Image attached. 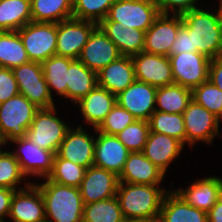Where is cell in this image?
Listing matches in <instances>:
<instances>
[{"instance_id":"cell-1","label":"cell","mask_w":222,"mask_h":222,"mask_svg":"<svg viewBox=\"0 0 222 222\" xmlns=\"http://www.w3.org/2000/svg\"><path fill=\"white\" fill-rule=\"evenodd\" d=\"M44 179V183L35 184L39 187L45 203L46 220L82 222L84 204L79 188Z\"/></svg>"},{"instance_id":"cell-2","label":"cell","mask_w":222,"mask_h":222,"mask_svg":"<svg viewBox=\"0 0 222 222\" xmlns=\"http://www.w3.org/2000/svg\"><path fill=\"white\" fill-rule=\"evenodd\" d=\"M159 186L119 182L116 197L125 220L159 217L163 199L168 192Z\"/></svg>"},{"instance_id":"cell-3","label":"cell","mask_w":222,"mask_h":222,"mask_svg":"<svg viewBox=\"0 0 222 222\" xmlns=\"http://www.w3.org/2000/svg\"><path fill=\"white\" fill-rule=\"evenodd\" d=\"M181 18L191 33L192 49L211 60L222 56L218 11L212 12L198 6L182 14Z\"/></svg>"},{"instance_id":"cell-4","label":"cell","mask_w":222,"mask_h":222,"mask_svg":"<svg viewBox=\"0 0 222 222\" xmlns=\"http://www.w3.org/2000/svg\"><path fill=\"white\" fill-rule=\"evenodd\" d=\"M39 108L18 94L0 104V141L5 145L15 138L26 136Z\"/></svg>"},{"instance_id":"cell-5","label":"cell","mask_w":222,"mask_h":222,"mask_svg":"<svg viewBox=\"0 0 222 222\" xmlns=\"http://www.w3.org/2000/svg\"><path fill=\"white\" fill-rule=\"evenodd\" d=\"M56 113L55 106L39 109L25 136L33 144L55 154H57L60 144L70 128L68 124L55 115Z\"/></svg>"},{"instance_id":"cell-6","label":"cell","mask_w":222,"mask_h":222,"mask_svg":"<svg viewBox=\"0 0 222 222\" xmlns=\"http://www.w3.org/2000/svg\"><path fill=\"white\" fill-rule=\"evenodd\" d=\"M159 15L154 0H116L102 21H116L122 27L146 32Z\"/></svg>"},{"instance_id":"cell-7","label":"cell","mask_w":222,"mask_h":222,"mask_svg":"<svg viewBox=\"0 0 222 222\" xmlns=\"http://www.w3.org/2000/svg\"><path fill=\"white\" fill-rule=\"evenodd\" d=\"M17 32L30 61L42 63L56 55L57 23L29 22Z\"/></svg>"},{"instance_id":"cell-8","label":"cell","mask_w":222,"mask_h":222,"mask_svg":"<svg viewBox=\"0 0 222 222\" xmlns=\"http://www.w3.org/2000/svg\"><path fill=\"white\" fill-rule=\"evenodd\" d=\"M19 92L39 109L51 108L56 104L45 81L42 65L39 62H28L12 69Z\"/></svg>"},{"instance_id":"cell-9","label":"cell","mask_w":222,"mask_h":222,"mask_svg":"<svg viewBox=\"0 0 222 222\" xmlns=\"http://www.w3.org/2000/svg\"><path fill=\"white\" fill-rule=\"evenodd\" d=\"M182 115L186 129V143L191 149L197 142L212 144L214 138L222 134L219 131L220 119L193 99Z\"/></svg>"},{"instance_id":"cell-10","label":"cell","mask_w":222,"mask_h":222,"mask_svg":"<svg viewBox=\"0 0 222 222\" xmlns=\"http://www.w3.org/2000/svg\"><path fill=\"white\" fill-rule=\"evenodd\" d=\"M175 84L193 89L208 80L211 59L198 52H183L169 56Z\"/></svg>"},{"instance_id":"cell-11","label":"cell","mask_w":222,"mask_h":222,"mask_svg":"<svg viewBox=\"0 0 222 222\" xmlns=\"http://www.w3.org/2000/svg\"><path fill=\"white\" fill-rule=\"evenodd\" d=\"M15 146L16 151L11 152L19 163L22 173L28 176L47 178L52 171L55 153L38 147L26 137L10 140Z\"/></svg>"},{"instance_id":"cell-12","label":"cell","mask_w":222,"mask_h":222,"mask_svg":"<svg viewBox=\"0 0 222 222\" xmlns=\"http://www.w3.org/2000/svg\"><path fill=\"white\" fill-rule=\"evenodd\" d=\"M96 23L70 18L57 23L56 55L76 60L88 41Z\"/></svg>"},{"instance_id":"cell-13","label":"cell","mask_w":222,"mask_h":222,"mask_svg":"<svg viewBox=\"0 0 222 222\" xmlns=\"http://www.w3.org/2000/svg\"><path fill=\"white\" fill-rule=\"evenodd\" d=\"M25 188L15 190L7 218L13 222H42L46 220L45 203L39 187L25 182Z\"/></svg>"},{"instance_id":"cell-14","label":"cell","mask_w":222,"mask_h":222,"mask_svg":"<svg viewBox=\"0 0 222 222\" xmlns=\"http://www.w3.org/2000/svg\"><path fill=\"white\" fill-rule=\"evenodd\" d=\"M182 24L181 15L160 14L145 32L143 52L170 56L172 44Z\"/></svg>"},{"instance_id":"cell-15","label":"cell","mask_w":222,"mask_h":222,"mask_svg":"<svg viewBox=\"0 0 222 222\" xmlns=\"http://www.w3.org/2000/svg\"><path fill=\"white\" fill-rule=\"evenodd\" d=\"M136 80L156 88L174 83L169 56L140 52L131 56Z\"/></svg>"},{"instance_id":"cell-16","label":"cell","mask_w":222,"mask_h":222,"mask_svg":"<svg viewBox=\"0 0 222 222\" xmlns=\"http://www.w3.org/2000/svg\"><path fill=\"white\" fill-rule=\"evenodd\" d=\"M157 88L135 80L124 91L116 95V103L130 112L137 120L148 121L156 111Z\"/></svg>"},{"instance_id":"cell-17","label":"cell","mask_w":222,"mask_h":222,"mask_svg":"<svg viewBox=\"0 0 222 222\" xmlns=\"http://www.w3.org/2000/svg\"><path fill=\"white\" fill-rule=\"evenodd\" d=\"M123 56L118 47L97 26L90 34L78 60L98 73L109 63Z\"/></svg>"},{"instance_id":"cell-18","label":"cell","mask_w":222,"mask_h":222,"mask_svg":"<svg viewBox=\"0 0 222 222\" xmlns=\"http://www.w3.org/2000/svg\"><path fill=\"white\" fill-rule=\"evenodd\" d=\"M119 184L118 176L106 169L90 166L85 170L80 184L83 204L106 200L116 196Z\"/></svg>"},{"instance_id":"cell-19","label":"cell","mask_w":222,"mask_h":222,"mask_svg":"<svg viewBox=\"0 0 222 222\" xmlns=\"http://www.w3.org/2000/svg\"><path fill=\"white\" fill-rule=\"evenodd\" d=\"M95 135L93 136L79 125L66 132L57 155L68 161L79 164L86 169L94 165Z\"/></svg>"},{"instance_id":"cell-20","label":"cell","mask_w":222,"mask_h":222,"mask_svg":"<svg viewBox=\"0 0 222 222\" xmlns=\"http://www.w3.org/2000/svg\"><path fill=\"white\" fill-rule=\"evenodd\" d=\"M95 138L94 166L106 169L117 176L123 170L130 151L115 135H107L94 128Z\"/></svg>"},{"instance_id":"cell-21","label":"cell","mask_w":222,"mask_h":222,"mask_svg":"<svg viewBox=\"0 0 222 222\" xmlns=\"http://www.w3.org/2000/svg\"><path fill=\"white\" fill-rule=\"evenodd\" d=\"M189 205L206 213L222 197V178L204 177L186 188L175 190Z\"/></svg>"},{"instance_id":"cell-22","label":"cell","mask_w":222,"mask_h":222,"mask_svg":"<svg viewBox=\"0 0 222 222\" xmlns=\"http://www.w3.org/2000/svg\"><path fill=\"white\" fill-rule=\"evenodd\" d=\"M165 175L143 152H130L118 179L124 183L160 185Z\"/></svg>"},{"instance_id":"cell-23","label":"cell","mask_w":222,"mask_h":222,"mask_svg":"<svg viewBox=\"0 0 222 222\" xmlns=\"http://www.w3.org/2000/svg\"><path fill=\"white\" fill-rule=\"evenodd\" d=\"M136 80L131 56H121L97 73V85L118 95Z\"/></svg>"},{"instance_id":"cell-24","label":"cell","mask_w":222,"mask_h":222,"mask_svg":"<svg viewBox=\"0 0 222 222\" xmlns=\"http://www.w3.org/2000/svg\"><path fill=\"white\" fill-rule=\"evenodd\" d=\"M184 145L177 139L165 134L150 132L143 154L165 174L168 166L181 155Z\"/></svg>"},{"instance_id":"cell-25","label":"cell","mask_w":222,"mask_h":222,"mask_svg":"<svg viewBox=\"0 0 222 222\" xmlns=\"http://www.w3.org/2000/svg\"><path fill=\"white\" fill-rule=\"evenodd\" d=\"M115 104L116 95L96 85L92 91L76 103L75 107L79 105L80 113L86 124L88 123L92 128L97 129Z\"/></svg>"},{"instance_id":"cell-26","label":"cell","mask_w":222,"mask_h":222,"mask_svg":"<svg viewBox=\"0 0 222 222\" xmlns=\"http://www.w3.org/2000/svg\"><path fill=\"white\" fill-rule=\"evenodd\" d=\"M98 26L118 47L122 55L132 56L143 52L145 31L122 27L116 21H101Z\"/></svg>"},{"instance_id":"cell-27","label":"cell","mask_w":222,"mask_h":222,"mask_svg":"<svg viewBox=\"0 0 222 222\" xmlns=\"http://www.w3.org/2000/svg\"><path fill=\"white\" fill-rule=\"evenodd\" d=\"M159 222H208L207 213L189 205L174 190L166 193L159 215Z\"/></svg>"},{"instance_id":"cell-28","label":"cell","mask_w":222,"mask_h":222,"mask_svg":"<svg viewBox=\"0 0 222 222\" xmlns=\"http://www.w3.org/2000/svg\"><path fill=\"white\" fill-rule=\"evenodd\" d=\"M67 99L76 104L97 85V73L90 70L78 59L67 70Z\"/></svg>"},{"instance_id":"cell-29","label":"cell","mask_w":222,"mask_h":222,"mask_svg":"<svg viewBox=\"0 0 222 222\" xmlns=\"http://www.w3.org/2000/svg\"><path fill=\"white\" fill-rule=\"evenodd\" d=\"M32 22L58 23L73 18V0H31Z\"/></svg>"},{"instance_id":"cell-30","label":"cell","mask_w":222,"mask_h":222,"mask_svg":"<svg viewBox=\"0 0 222 222\" xmlns=\"http://www.w3.org/2000/svg\"><path fill=\"white\" fill-rule=\"evenodd\" d=\"M29 22L31 0H0V31H18Z\"/></svg>"},{"instance_id":"cell-31","label":"cell","mask_w":222,"mask_h":222,"mask_svg":"<svg viewBox=\"0 0 222 222\" xmlns=\"http://www.w3.org/2000/svg\"><path fill=\"white\" fill-rule=\"evenodd\" d=\"M192 100V90L179 84H170L157 88L156 110L166 113L183 114Z\"/></svg>"},{"instance_id":"cell-32","label":"cell","mask_w":222,"mask_h":222,"mask_svg":"<svg viewBox=\"0 0 222 222\" xmlns=\"http://www.w3.org/2000/svg\"><path fill=\"white\" fill-rule=\"evenodd\" d=\"M73 61L71 58L53 55L41 63L51 96L53 90L56 95L67 99V70Z\"/></svg>"},{"instance_id":"cell-33","label":"cell","mask_w":222,"mask_h":222,"mask_svg":"<svg viewBox=\"0 0 222 222\" xmlns=\"http://www.w3.org/2000/svg\"><path fill=\"white\" fill-rule=\"evenodd\" d=\"M30 62L17 31H0V67L13 69Z\"/></svg>"},{"instance_id":"cell-34","label":"cell","mask_w":222,"mask_h":222,"mask_svg":"<svg viewBox=\"0 0 222 222\" xmlns=\"http://www.w3.org/2000/svg\"><path fill=\"white\" fill-rule=\"evenodd\" d=\"M150 132L161 133L186 144V129L182 114L155 111L148 120Z\"/></svg>"},{"instance_id":"cell-35","label":"cell","mask_w":222,"mask_h":222,"mask_svg":"<svg viewBox=\"0 0 222 222\" xmlns=\"http://www.w3.org/2000/svg\"><path fill=\"white\" fill-rule=\"evenodd\" d=\"M125 218L116 196L85 204L82 222H124Z\"/></svg>"},{"instance_id":"cell-36","label":"cell","mask_w":222,"mask_h":222,"mask_svg":"<svg viewBox=\"0 0 222 222\" xmlns=\"http://www.w3.org/2000/svg\"><path fill=\"white\" fill-rule=\"evenodd\" d=\"M85 170V167L62 159L55 154L52 171L47 179L61 185L79 187Z\"/></svg>"},{"instance_id":"cell-37","label":"cell","mask_w":222,"mask_h":222,"mask_svg":"<svg viewBox=\"0 0 222 222\" xmlns=\"http://www.w3.org/2000/svg\"><path fill=\"white\" fill-rule=\"evenodd\" d=\"M116 0H73V18L96 23L107 17Z\"/></svg>"},{"instance_id":"cell-38","label":"cell","mask_w":222,"mask_h":222,"mask_svg":"<svg viewBox=\"0 0 222 222\" xmlns=\"http://www.w3.org/2000/svg\"><path fill=\"white\" fill-rule=\"evenodd\" d=\"M192 99L222 121V90L207 80L192 89Z\"/></svg>"},{"instance_id":"cell-39","label":"cell","mask_w":222,"mask_h":222,"mask_svg":"<svg viewBox=\"0 0 222 222\" xmlns=\"http://www.w3.org/2000/svg\"><path fill=\"white\" fill-rule=\"evenodd\" d=\"M26 176L22 173L18 161L11 151L0 150V187L20 190L21 181ZM19 184V185H18ZM19 186V187H18Z\"/></svg>"},{"instance_id":"cell-40","label":"cell","mask_w":222,"mask_h":222,"mask_svg":"<svg viewBox=\"0 0 222 222\" xmlns=\"http://www.w3.org/2000/svg\"><path fill=\"white\" fill-rule=\"evenodd\" d=\"M149 133V122L136 120L116 136L130 152H142Z\"/></svg>"},{"instance_id":"cell-41","label":"cell","mask_w":222,"mask_h":222,"mask_svg":"<svg viewBox=\"0 0 222 222\" xmlns=\"http://www.w3.org/2000/svg\"><path fill=\"white\" fill-rule=\"evenodd\" d=\"M136 120L130 112L116 103L97 130L107 135L116 136Z\"/></svg>"},{"instance_id":"cell-42","label":"cell","mask_w":222,"mask_h":222,"mask_svg":"<svg viewBox=\"0 0 222 222\" xmlns=\"http://www.w3.org/2000/svg\"><path fill=\"white\" fill-rule=\"evenodd\" d=\"M160 14L182 15L197 8L198 0H154Z\"/></svg>"},{"instance_id":"cell-43","label":"cell","mask_w":222,"mask_h":222,"mask_svg":"<svg viewBox=\"0 0 222 222\" xmlns=\"http://www.w3.org/2000/svg\"><path fill=\"white\" fill-rule=\"evenodd\" d=\"M20 94L12 69L0 67V104Z\"/></svg>"},{"instance_id":"cell-44","label":"cell","mask_w":222,"mask_h":222,"mask_svg":"<svg viewBox=\"0 0 222 222\" xmlns=\"http://www.w3.org/2000/svg\"><path fill=\"white\" fill-rule=\"evenodd\" d=\"M183 52H196V49H192L191 33L184 24L179 27V31L172 44L171 54Z\"/></svg>"},{"instance_id":"cell-45","label":"cell","mask_w":222,"mask_h":222,"mask_svg":"<svg viewBox=\"0 0 222 222\" xmlns=\"http://www.w3.org/2000/svg\"><path fill=\"white\" fill-rule=\"evenodd\" d=\"M208 80L222 90V56L210 61Z\"/></svg>"},{"instance_id":"cell-46","label":"cell","mask_w":222,"mask_h":222,"mask_svg":"<svg viewBox=\"0 0 222 222\" xmlns=\"http://www.w3.org/2000/svg\"><path fill=\"white\" fill-rule=\"evenodd\" d=\"M15 190L0 187V222H6Z\"/></svg>"},{"instance_id":"cell-47","label":"cell","mask_w":222,"mask_h":222,"mask_svg":"<svg viewBox=\"0 0 222 222\" xmlns=\"http://www.w3.org/2000/svg\"><path fill=\"white\" fill-rule=\"evenodd\" d=\"M208 222H222V197L207 212Z\"/></svg>"},{"instance_id":"cell-48","label":"cell","mask_w":222,"mask_h":222,"mask_svg":"<svg viewBox=\"0 0 222 222\" xmlns=\"http://www.w3.org/2000/svg\"><path fill=\"white\" fill-rule=\"evenodd\" d=\"M124 222H159V217H154V218H131V219H126Z\"/></svg>"},{"instance_id":"cell-49","label":"cell","mask_w":222,"mask_h":222,"mask_svg":"<svg viewBox=\"0 0 222 222\" xmlns=\"http://www.w3.org/2000/svg\"><path fill=\"white\" fill-rule=\"evenodd\" d=\"M219 8H218V23H219V28H220V33L222 37V0H219Z\"/></svg>"},{"instance_id":"cell-50","label":"cell","mask_w":222,"mask_h":222,"mask_svg":"<svg viewBox=\"0 0 222 222\" xmlns=\"http://www.w3.org/2000/svg\"><path fill=\"white\" fill-rule=\"evenodd\" d=\"M2 146H5V144L2 141H0V150L2 149L1 148Z\"/></svg>"}]
</instances>
